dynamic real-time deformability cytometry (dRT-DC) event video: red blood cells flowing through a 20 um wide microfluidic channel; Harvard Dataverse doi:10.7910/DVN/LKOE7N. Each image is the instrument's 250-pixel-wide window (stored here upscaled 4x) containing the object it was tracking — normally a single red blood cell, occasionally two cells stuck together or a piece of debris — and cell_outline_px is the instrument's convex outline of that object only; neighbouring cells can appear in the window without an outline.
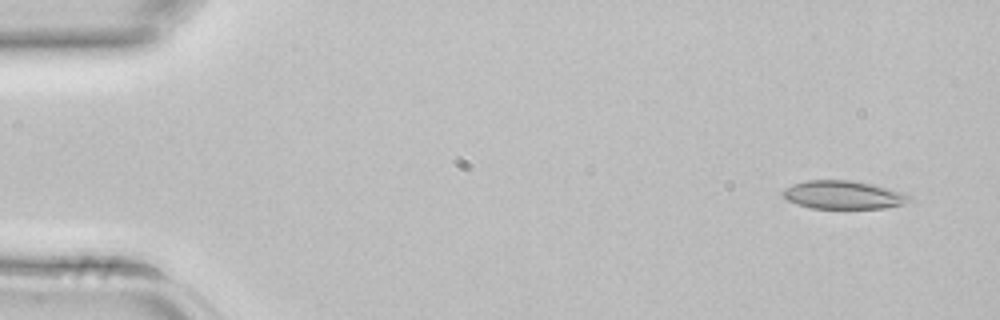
{"species": "common noctule bat (a hibernating species)", "species_latin": "Nyctalus noctula", "temperature_condition": "room temperature", "stored_images_in_passage": 4, "segment_of_instrument_passage": [1, 2], "camera_frame_rate_fps": 3000, "um_per_image_px": 0.085, "animal": {"sex": "female", "body_mass_g": 22.7, "forearm_length_mm": 54.2}, "frame": {"image": 1, "passage_image": 1, "time_ms": 0.0, "image_size_px": [1000, 320], "cell_outline_px": [[912, 200], [904, 204], [884, 208], [812, 208], [796, 204], [788, 200], [780, 192], [784, 188], [792, 184], [808, 180], [852, 180], [872, 184], [904, 192], [912, 196]], "centroid_in_image_um": [71.7, 16.56], "position_along_channel_um": 13.3, "area_um2": 20.98}}
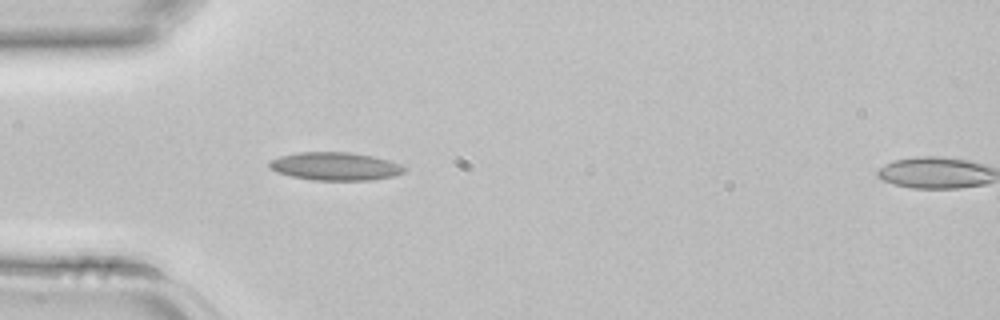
{"frame": {"image": 2, "passage_image": 3, "time_ms": 0.667, "image_size_px": [1000, 320], "cell_outline_px": [[408, 168], [404, 172], [396, 176], [372, 180], [312, 180], [292, 176], [276, 172], [268, 164], [268, 160], [280, 156], [300, 152], [348, 152], [372, 156], [388, 160], [400, 164]], "centroid_in_image_um": [28.52, 14.14], "position_along_channel_um": 56.5, "area_um2": 22.14}}